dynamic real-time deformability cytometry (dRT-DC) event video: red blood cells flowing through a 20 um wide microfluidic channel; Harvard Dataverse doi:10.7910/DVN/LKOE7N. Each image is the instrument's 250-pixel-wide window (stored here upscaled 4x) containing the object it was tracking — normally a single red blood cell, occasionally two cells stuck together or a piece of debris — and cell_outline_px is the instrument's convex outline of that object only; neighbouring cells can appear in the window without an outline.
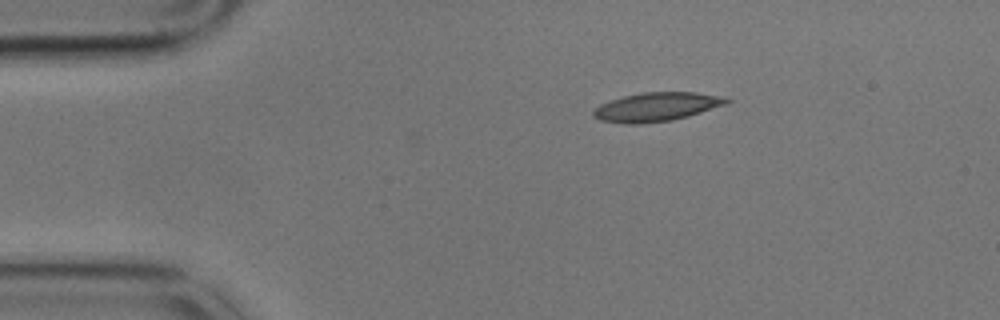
{"species": "common noctule bat (a hibernating species)", "species_latin": "Nyctalus noctula", "temperature_condition": "cold", "stored_images_in_passage": 34, "camera_frame_rate_fps": 3000, "um_per_image_px": 0.085, "animal": {"sex": "male", "body_mass_g": 17.9}, "frame": {"image": 1, "passage_image": 1, "time_ms": 0.0, "image_size_px": [1000, 320], "cell_outline_px": [[732, 100], [724, 104], [688, 116], [672, 120], [640, 124], [624, 124], [600, 120], [592, 116], [592, 112], [600, 104], [624, 96], [644, 92], [696, 92], [728, 96]], "centroid_in_image_um": [55.82, 9.08], "position_along_channel_um": 29.2, "area_um2": 22.37}}
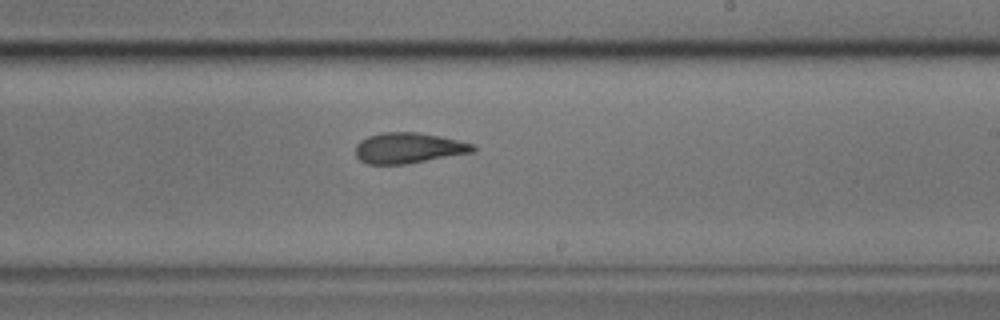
{"frame": {"image": 2, "passage_image": 25, "time_ms": 8.0, "image_size_px": [1000, 320], "cell_outline_px": [[476, 152], [408, 164], [368, 164], [360, 160], [356, 156], [356, 144], [360, 140], [368, 136], [380, 132], [416, 132], [440, 136], [476, 144]], "centroid_in_image_um": [34.76, 12.58], "position_along_channel_um": 254.2, "area_um2": 21.27}}
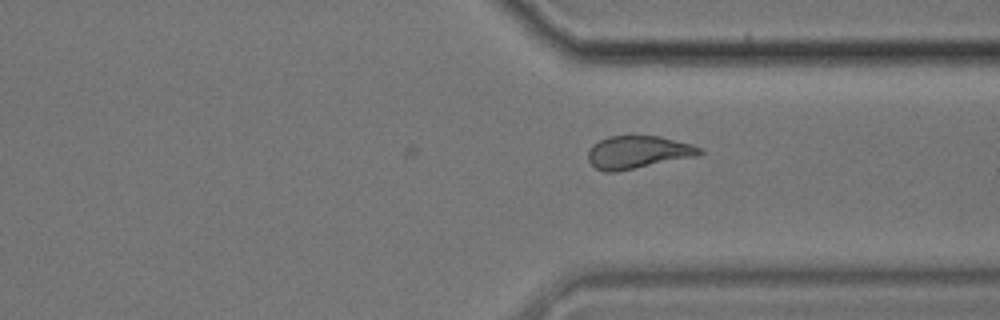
{"frame": {"image": 3, "passage_image": 34, "time_ms": 11.0, "image_size_px": [1000, 320], "cell_outline_px": [[704, 152], [696, 156], [616, 172], [604, 172], [596, 168], [588, 160], [588, 152], [592, 144], [608, 136], [660, 136], [692, 144], [704, 148]], "centroid_in_image_um": [54.23, 12.93], "position_along_channel_um": 357.2, "area_um2": 21.33}}